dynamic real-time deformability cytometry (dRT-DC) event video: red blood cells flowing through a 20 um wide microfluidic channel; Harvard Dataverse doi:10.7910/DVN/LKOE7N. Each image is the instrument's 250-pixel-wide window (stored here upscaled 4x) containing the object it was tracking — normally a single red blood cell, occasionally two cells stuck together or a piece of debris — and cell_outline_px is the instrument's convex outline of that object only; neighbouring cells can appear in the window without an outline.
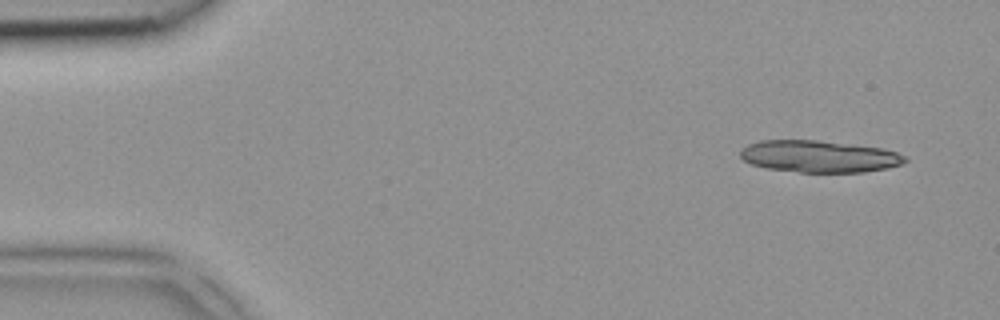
{"species": "common noctule bat (a hibernating species)", "species_latin": "Nyctalus noctula", "temperature_condition": "room temperature", "stored_images_in_passage": 4, "camera_frame_rate_fps": 3000, "um_per_image_px": 0.085, "animal": {"sex": "female", "body_mass_g": 18.4}, "frame": {"image": 1, "passage_image": 1, "time_ms": 0.0, "image_size_px": [1000, 320], "cell_outline_px": [[908, 160], [904, 164], [888, 168], [864, 172], [800, 172], [764, 168], [752, 164], [744, 160], [740, 156], [740, 148], [748, 144], [760, 140], [816, 140], [852, 144], [884, 148], [896, 152], [904, 156]], "centroid_in_image_um": [69.63, 13.29], "position_along_channel_um": 15.4, "area_um2": 30.87}}